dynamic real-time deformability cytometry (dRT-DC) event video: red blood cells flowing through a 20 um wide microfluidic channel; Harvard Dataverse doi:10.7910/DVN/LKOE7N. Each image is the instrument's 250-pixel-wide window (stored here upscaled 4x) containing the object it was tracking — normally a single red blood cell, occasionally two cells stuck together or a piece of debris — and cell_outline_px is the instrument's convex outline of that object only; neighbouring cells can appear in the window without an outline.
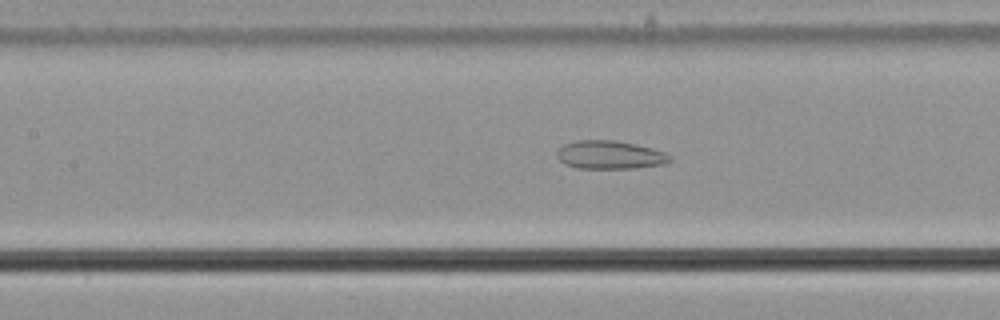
{"species": "common noctule bat (a hibernating species)", "species_latin": "Nyctalus noctula", "temperature_condition": "cold", "stored_images_in_passage": 55, "camera_frame_rate_fps": 3000, "um_per_image_px": 0.085, "animal": {"sex": "male", "body_mass_g": 21.5, "forearm_length_mm": 52.0}, "frame": {"image": 1, "passage_image": 25, "time_ms": 8.0, "image_size_px": [1000, 320], "cell_outline_px": [[672, 160], [664, 164], [632, 168], [580, 168], [564, 164], [556, 156], [556, 152], [564, 144], [576, 140], [616, 140], [636, 144], [652, 148], [664, 152], [672, 156]], "centroid_in_image_um": [51.84, 13.15], "position_along_channel_um": 155.6, "area_um2": 18.67}}
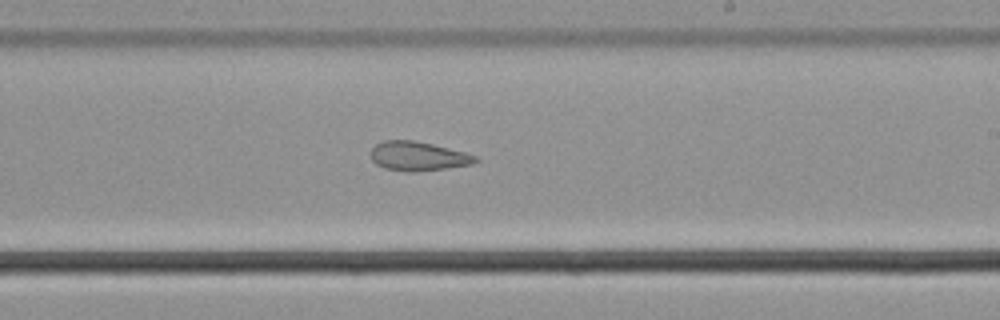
{"frame": {"image": 2, "passage_image": 33, "time_ms": 10.667, "image_size_px": [1000, 320], "cell_outline_px": [[480, 160], [472, 164], [444, 168], [412, 172], [404, 172], [384, 168], [376, 164], [372, 160], [372, 148], [376, 144], [384, 140], [412, 140], [432, 144], [464, 152], [476, 156]], "centroid_in_image_um": [35.52, 13.28], "position_along_channel_um": 253.5, "area_um2": 17.63}}
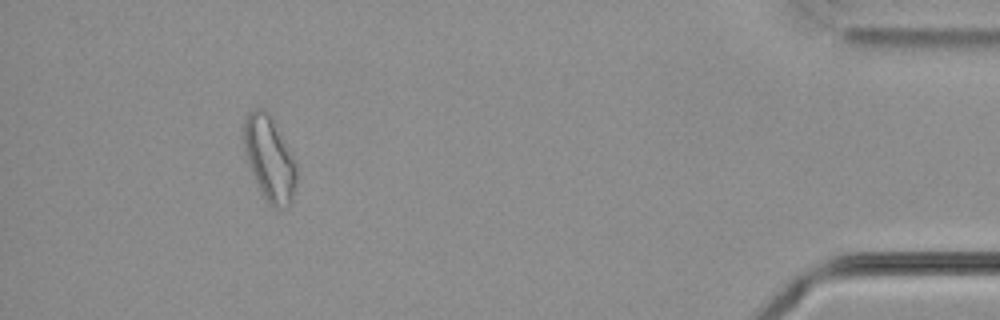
{"frame": {"image": 3, "passage_image": 51, "time_ms": 16.667, "image_size_px": [1000, 320], "cell_outline_px": [[296, 188], [292, 200], [288, 208], [276, 208], [268, 204], [260, 192], [244, 152], [244, 120], [248, 112], [256, 108], [264, 108], [268, 112], [296, 164]], "centroid_in_image_um": [22.9, 13.53], "position_along_channel_um": 412.3, "area_um2": 25.72}, "authors_computed_cell_mechanics": {"area_um2": 22.6576, "velocity_mm_per_s": 3.6796, "shape_relaxation_time_tau1_ms": null, "shape_relaxation_time_tau2_ms": 1.9794, "deformation_change_tau1": null, "deformation_change_tau2": 0.0915}}